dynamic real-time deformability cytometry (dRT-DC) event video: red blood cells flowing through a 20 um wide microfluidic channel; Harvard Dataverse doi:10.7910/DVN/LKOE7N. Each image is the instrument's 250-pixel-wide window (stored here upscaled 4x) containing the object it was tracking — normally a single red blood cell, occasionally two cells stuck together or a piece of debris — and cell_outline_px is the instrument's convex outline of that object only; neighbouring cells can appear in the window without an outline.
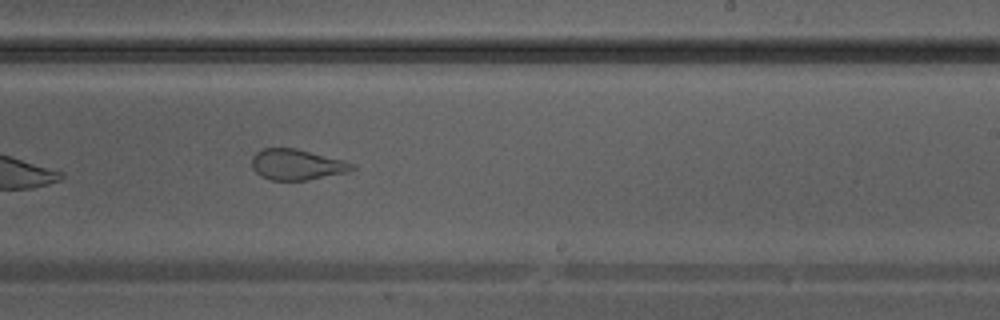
{"species": "Egyptian fruit bat (a non-hibernating species)", "species_latin": "Rousettus aegyptiacus", "temperature_condition": "warm", "stored_images_in_passage": 28, "camera_frame_rate_fps": 3000, "um_per_image_px": 0.085, "animal": {"sex": "male"}, "frame": {"image": 1, "passage_image": 13, "time_ms": 4.0, "image_size_px": [1000, 320], "cell_outline_px": [[356, 168], [348, 172], [308, 180], [272, 180], [260, 176], [252, 168], [252, 156], [260, 148], [296, 148], [344, 160], [356, 164]], "centroid_in_image_um": [25.24, 13.98], "position_along_channel_um": 263.8, "area_um2": 18.15}}